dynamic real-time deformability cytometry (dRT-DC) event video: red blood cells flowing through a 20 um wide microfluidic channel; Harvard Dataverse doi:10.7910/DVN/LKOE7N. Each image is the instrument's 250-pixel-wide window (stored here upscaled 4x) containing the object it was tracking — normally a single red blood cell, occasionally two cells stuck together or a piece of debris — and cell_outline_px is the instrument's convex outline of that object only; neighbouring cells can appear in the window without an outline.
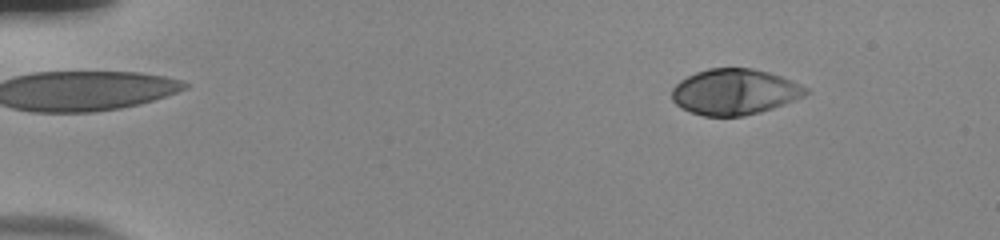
{"species": "human", "species_latin": "Homo sapiens", "temperature_condition": "room temperature", "stored_images_in_passage": 55, "camera_frame_rate_fps": 3000, "um_per_image_px": 0.085, "donor": {"sex": "male"}, "frame": {"image": 1, "passage_image": 8, "time_ms": 2.333, "image_size_px": [1000, 240], "cell_outline_px": [[808, 92], [804, 96], [784, 104], [760, 112], [744, 116], [704, 116], [680, 108], [672, 100], [672, 88], [680, 80], [696, 72], [708, 68], [752, 68], [768, 72], [780, 76], [808, 88]], "centroid_in_image_um": [62.41, 7.81], "position_along_channel_um": 22.6, "area_um2": 35.6}}
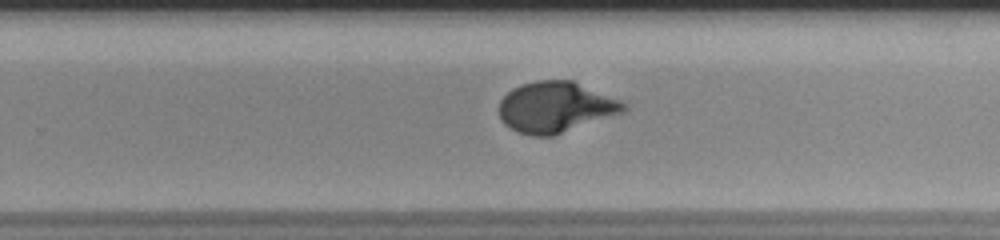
{"frame": {"image": 2, "passage_image": 37, "time_ms": 12.0, "image_size_px": [1000, 240], "cell_outline_px": [[628, 108], [624, 112], [552, 136], [532, 136], [516, 132], [508, 128], [500, 120], [500, 100], [512, 88], [536, 80], [572, 80], [620, 100], [628, 104]], "centroid_in_image_um": [47.21, 9.12], "position_along_channel_um": 282.6, "area_um2": 36.88}}
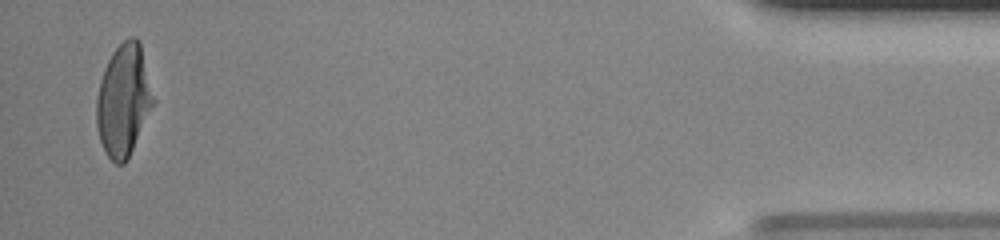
{"frame": {"image": 3, "passage_image": 54, "time_ms": 17.667, "image_size_px": [1000, 240], "cell_outline_px": [[156, 100], [124, 164], [116, 164], [104, 152], [100, 140], [96, 124], [96, 100], [100, 80], [104, 68], [112, 52], [128, 36], [136, 36], [140, 40]], "centroid_in_image_um": [10.51, 8.46], "position_along_channel_um": 424.7, "area_um2": 37.17}, "authors_computed_cell_mechanics": {"area_um2": 36.2984, "velocity_mm_per_s": 3.7977, "shape_relaxation_time_tau1_ms": 3.9149, "shape_relaxation_time_tau2_ms": null, "deformation_change_tau1": 0.2265, "deformation_change_tau2": null}}